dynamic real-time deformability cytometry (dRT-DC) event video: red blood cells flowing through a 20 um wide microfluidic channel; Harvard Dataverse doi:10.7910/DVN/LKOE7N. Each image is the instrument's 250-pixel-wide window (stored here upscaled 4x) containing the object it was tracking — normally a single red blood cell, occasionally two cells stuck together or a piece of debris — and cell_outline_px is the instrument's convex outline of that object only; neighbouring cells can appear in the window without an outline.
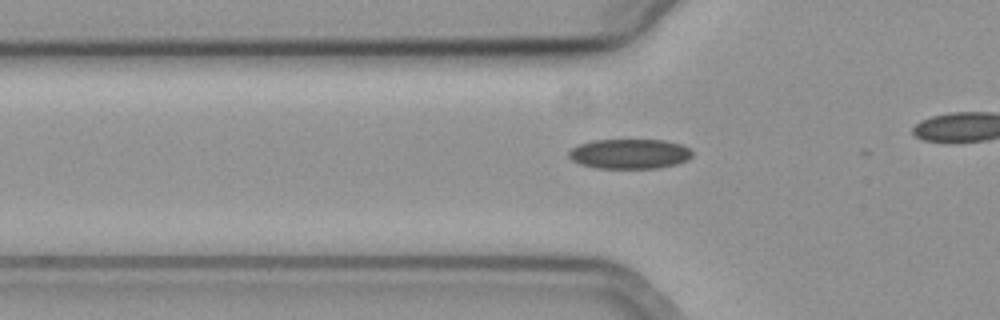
{"species": "common noctule bat (a hibernating species)", "species_latin": "Nyctalus noctula", "temperature_condition": "cold", "stored_images_in_passage": 19, "camera_frame_rate_fps": 3000, "um_per_image_px": 0.085, "animal": {"sex": "female", "body_mass_g": 19.3, "forearm_length_mm": 54.1}, "frame": {"image": 1, "passage_image": 11, "time_ms": 3.333, "image_size_px": [1000, 320], "cell_outline_px": [[692, 156], [688, 160], [676, 164], [656, 168], [596, 168], [580, 164], [572, 160], [568, 156], [568, 152], [572, 148], [580, 144], [592, 140], [664, 140], [680, 144], [688, 148], [692, 152]], "centroid_in_image_um": [53.5, 13.08], "position_along_channel_um": 72.3, "area_um2": 21.44}}
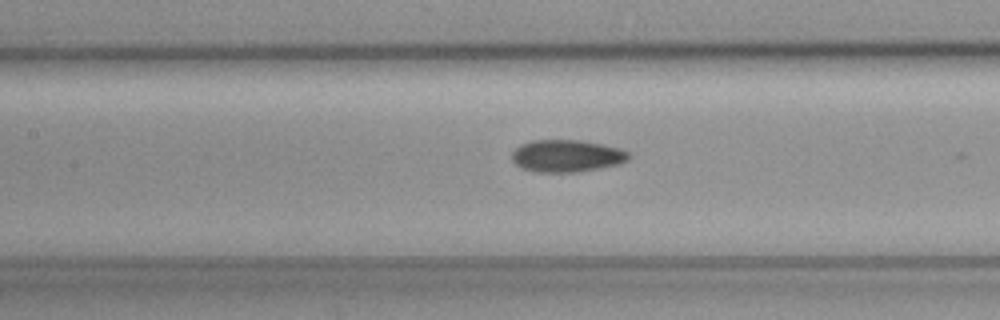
{"frame": {"image": 2, "passage_image": 18, "time_ms": 5.667, "image_size_px": [1000, 320], "cell_outline_px": [[632, 156], [628, 160], [620, 164], [600, 168], [576, 172], [536, 172], [520, 168], [512, 160], [512, 152], [520, 144], [532, 140], [580, 140], [604, 144], [620, 148], [628, 152]], "centroid_in_image_um": [48.19, 13.25], "position_along_channel_um": 159.2, "area_um2": 22.2}}